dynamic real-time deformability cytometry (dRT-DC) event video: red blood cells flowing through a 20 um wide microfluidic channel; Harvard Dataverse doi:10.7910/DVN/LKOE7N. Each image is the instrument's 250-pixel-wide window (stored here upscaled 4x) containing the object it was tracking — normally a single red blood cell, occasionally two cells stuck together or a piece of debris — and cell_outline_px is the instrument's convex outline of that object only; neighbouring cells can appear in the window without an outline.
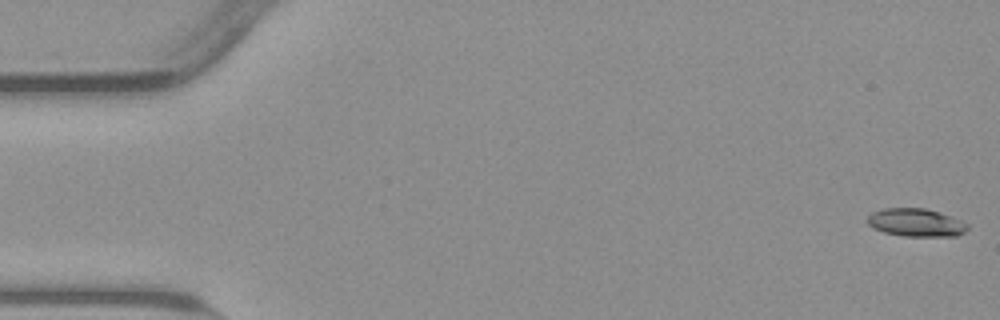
{"species": "common noctule bat (a hibernating species)", "species_latin": "Nyctalus noctula", "temperature_condition": "warm", "stored_images_in_passage": 54, "camera_frame_rate_fps": 3000, "um_per_image_px": 0.085, "animal": {"sex": "male", "body_mass_g": 23.1, "forearm_length_mm": 52.7}, "frame": {"image": 1, "passage_image": 1, "time_ms": 0.0, "image_size_px": [1000, 320], "cell_outline_px": [[968, 228], [964, 232], [956, 236], [904, 236], [884, 232], [872, 228], [868, 224], [868, 216], [872, 212], [884, 208], [924, 208], [940, 212], [960, 220], [968, 224]], "centroid_in_image_um": [77.85, 18.91], "position_along_channel_um": 7.2, "area_um2": 16.3}}
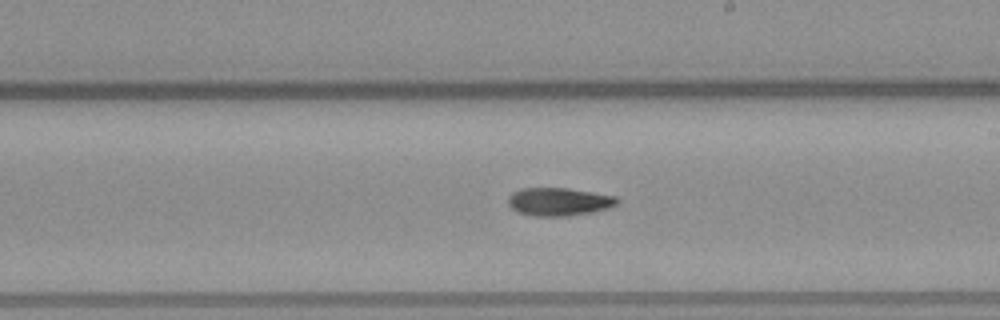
{"frame": {"image": 2, "passage_image": 31, "time_ms": 10.0, "image_size_px": [1000, 320], "cell_outline_px": [[620, 200], [616, 204], [608, 208], [592, 212], [568, 216], [532, 216], [520, 212], [512, 208], [508, 204], [508, 196], [512, 192], [520, 188], [568, 188], [616, 196]], "centroid_in_image_um": [47.5, 17.14], "position_along_channel_um": 241.5, "area_um2": 17.86}}
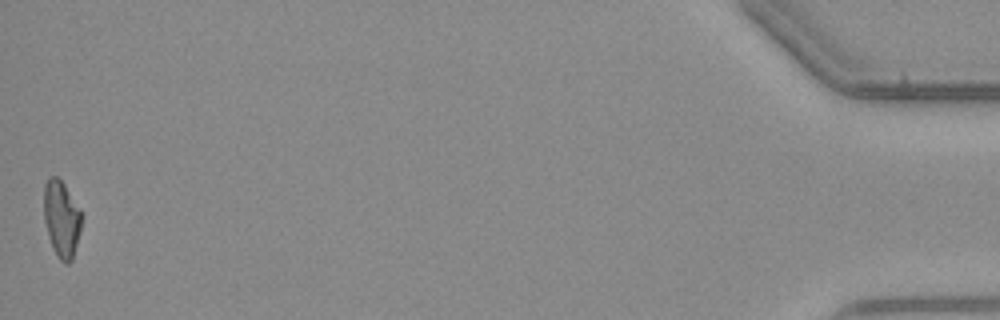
{"frame": {"image": 3, "passage_image": 54, "time_ms": 17.667, "image_size_px": [1000, 320], "cell_outline_px": [[84, 216], [80, 232], [72, 260], [68, 264], [60, 260], [52, 248], [48, 236], [44, 220], [44, 184], [52, 176], [56, 176], [64, 184], [80, 208]], "centroid_in_image_um": [5.25, 18.61], "position_along_channel_um": 430.0, "area_um2": 16.99}}